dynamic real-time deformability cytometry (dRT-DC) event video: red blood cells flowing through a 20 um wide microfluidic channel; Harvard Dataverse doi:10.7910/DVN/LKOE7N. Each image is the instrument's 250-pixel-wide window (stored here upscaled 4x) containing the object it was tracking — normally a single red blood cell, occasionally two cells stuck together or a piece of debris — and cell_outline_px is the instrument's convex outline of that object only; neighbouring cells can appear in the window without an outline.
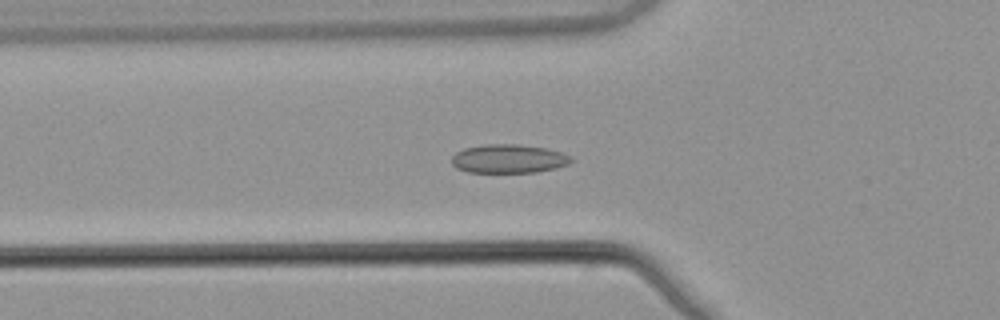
{"species": "common noctule bat (a hibernating species)", "species_latin": "Nyctalus noctula", "temperature_condition": "warm", "stored_images_in_passage": 53, "camera_frame_rate_fps": 3000, "um_per_image_px": 0.085, "animal": {"sex": "male", "body_mass_g": 21.5, "forearm_length_mm": 52.0}, "frame": {"image": 1, "passage_image": 19, "time_ms": 6.0, "image_size_px": [1000, 320], "cell_outline_px": [[572, 160], [568, 164], [556, 168], [536, 172], [468, 172], [456, 168], [452, 164], [452, 156], [456, 152], [464, 148], [484, 144], [516, 144], [548, 148], [572, 156]], "centroid_in_image_um": [43.23, 13.49], "position_along_channel_um": 82.6, "area_um2": 20.06}}
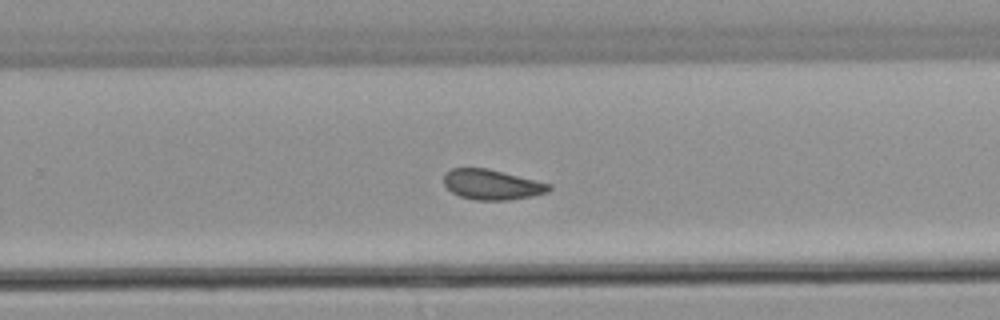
{"frame": {"image": 2, "passage_image": 35, "time_ms": 11.333, "image_size_px": [1000, 320], "cell_outline_px": [[552, 188], [548, 192], [532, 196], [508, 200], [476, 200], [460, 196], [452, 192], [444, 184], [444, 172], [452, 168], [488, 168], [552, 184]], "centroid_in_image_um": [41.82, 15.68], "position_along_channel_um": 288.0, "area_um2": 18.55}}
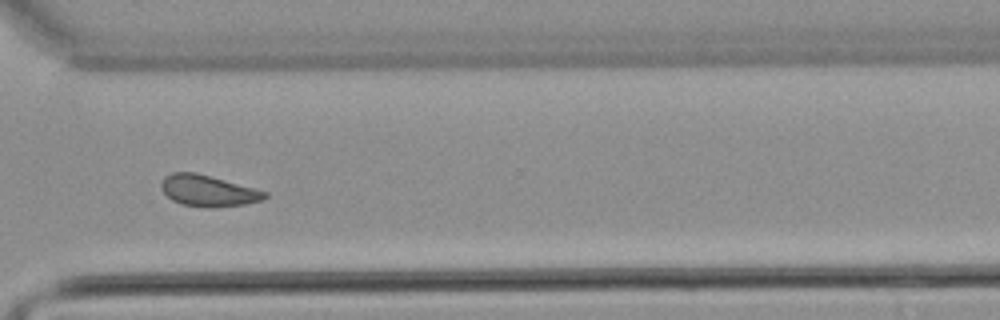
{"frame": {"image": 3, "passage_image": 40, "time_ms": 13.0, "image_size_px": [1000, 320], "cell_outline_px": [[268, 196], [260, 200], [244, 204], [180, 204], [172, 200], [160, 188], [160, 180], [164, 176], [172, 172], [196, 172], [268, 192]], "centroid_in_image_um": [17.61, 16.14], "position_along_channel_um": 353.0, "area_um2": 17.92}, "authors_computed_cell_mechanics": {"area_um2": 19.3052, "velocity_mm_per_s": 3.8612, "shape_relaxation_time_tau1_ms": null, "shape_relaxation_time_tau2_ms": 4.3393, "deformation_change_tau1": null, "deformation_change_tau2": 0.0912}}